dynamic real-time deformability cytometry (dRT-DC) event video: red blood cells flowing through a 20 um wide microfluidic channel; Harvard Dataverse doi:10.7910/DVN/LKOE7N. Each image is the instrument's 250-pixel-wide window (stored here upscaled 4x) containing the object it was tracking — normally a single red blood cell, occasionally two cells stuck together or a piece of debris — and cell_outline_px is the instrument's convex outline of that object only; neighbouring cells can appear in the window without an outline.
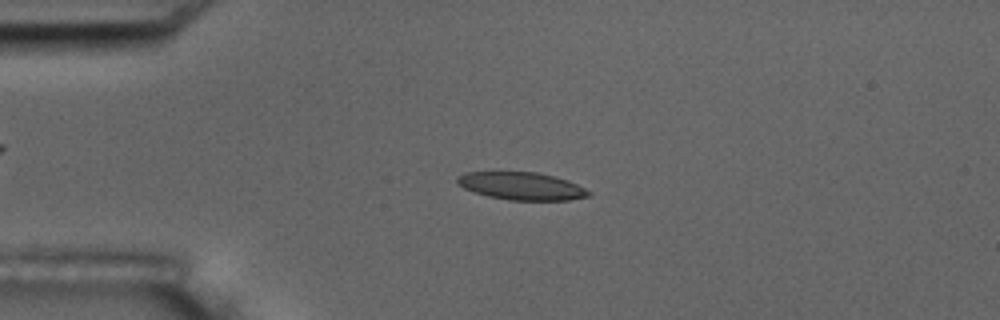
{"species": "common noctule bat (a hibernating species)", "species_latin": "Nyctalus noctula", "temperature_condition": "room temperature", "stored_images_in_passage": 4, "camera_frame_rate_fps": 3000, "um_per_image_px": 0.085, "animal": {"sex": "male", "body_mass_g": 17.5, "forearm_length_mm": 52.3}, "frame": {"image": 1, "passage_image": 3, "time_ms": 2.333, "image_size_px": [1000, 320], "cell_outline_px": [[592, 192], [588, 196], [568, 200], [508, 200], [488, 196], [464, 188], [456, 180], [456, 176], [464, 172], [536, 172], [568, 180]], "centroid_in_image_um": [44.32, 15.81], "position_along_channel_um": 40.7, "area_um2": 20.98}}